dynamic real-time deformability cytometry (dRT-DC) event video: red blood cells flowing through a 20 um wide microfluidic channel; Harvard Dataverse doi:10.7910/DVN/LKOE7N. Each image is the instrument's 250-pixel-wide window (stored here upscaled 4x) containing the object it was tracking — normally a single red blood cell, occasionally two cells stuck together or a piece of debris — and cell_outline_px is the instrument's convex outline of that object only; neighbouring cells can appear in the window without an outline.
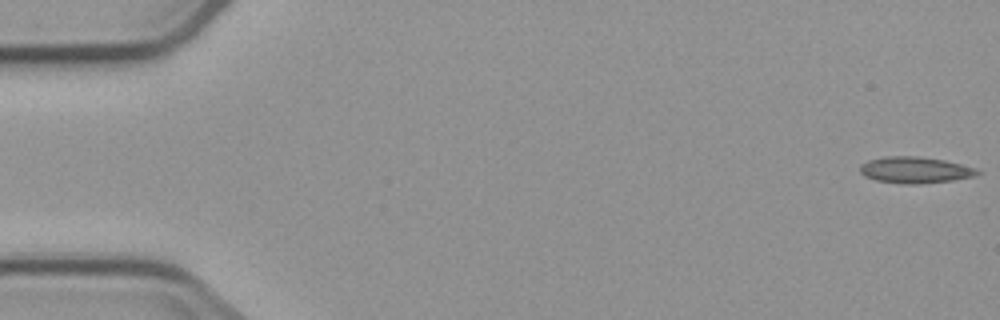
{"species": "common noctule bat (a hibernating species)", "species_latin": "Nyctalus noctula", "temperature_condition": "cold", "stored_images_in_passage": 7, "camera_frame_rate_fps": 3000, "um_per_image_px": 0.085, "animal": {"sex": "male", "body_mass_g": 23.1, "forearm_length_mm": 52.7}, "frame": {"image": 1, "passage_image": 1, "time_ms": 0.0, "image_size_px": [1000, 320], "cell_outline_px": [[980, 172], [976, 176], [952, 180], [916, 184], [904, 184], [876, 180], [864, 176], [860, 172], [860, 164], [868, 160], [884, 156], [920, 156], [944, 160], [976, 168]], "centroid_in_image_um": [77.75, 14.44], "position_along_channel_um": 7.2, "area_um2": 18.03}}
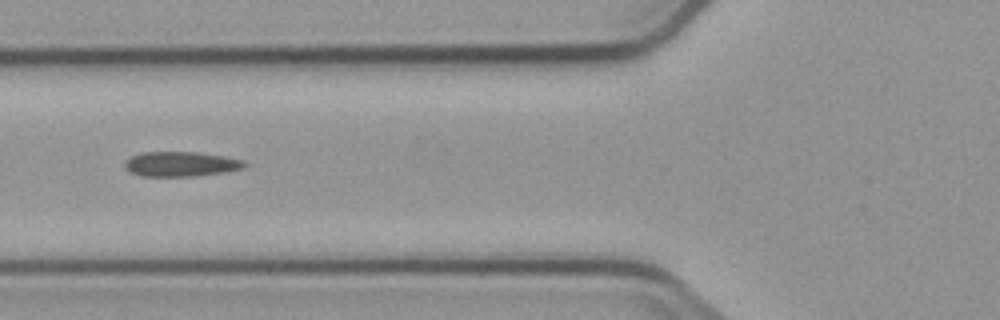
{"frame": {"image": 2, "passage_image": 6, "time_ms": 6.667, "image_size_px": [1000, 320], "cell_outline_px": [[248, 164], [244, 168], [224, 172], [196, 176], [144, 176], [132, 172], [124, 164], [132, 156], [140, 152], [196, 152], [224, 156], [244, 160]], "centroid_in_image_um": [15.44, 13.94], "position_along_channel_um": 110.4, "area_um2": 17.17}}
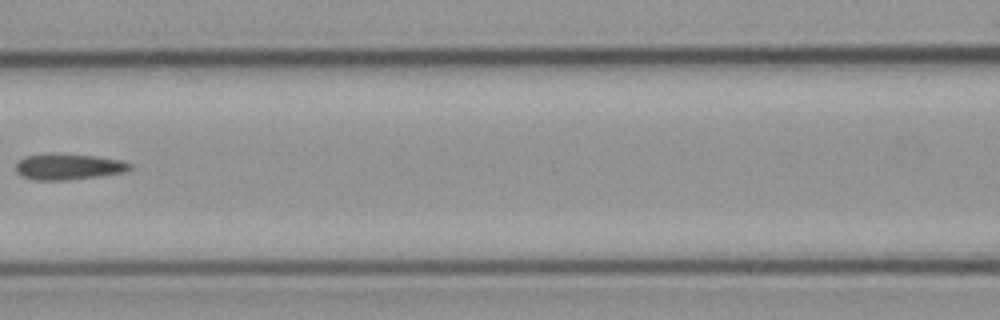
{"frame": {"image": 3, "passage_image": 7, "time_ms": 8.0, "image_size_px": [1000, 320], "cell_outline_px": [[132, 168], [124, 172], [100, 176], [68, 180], [32, 180], [20, 176], [16, 172], [16, 164], [24, 156], [92, 156], [120, 160], [132, 164]], "centroid_in_image_um": [5.83, 14.23], "position_along_channel_um": 160.8, "area_um2": 16.53}}